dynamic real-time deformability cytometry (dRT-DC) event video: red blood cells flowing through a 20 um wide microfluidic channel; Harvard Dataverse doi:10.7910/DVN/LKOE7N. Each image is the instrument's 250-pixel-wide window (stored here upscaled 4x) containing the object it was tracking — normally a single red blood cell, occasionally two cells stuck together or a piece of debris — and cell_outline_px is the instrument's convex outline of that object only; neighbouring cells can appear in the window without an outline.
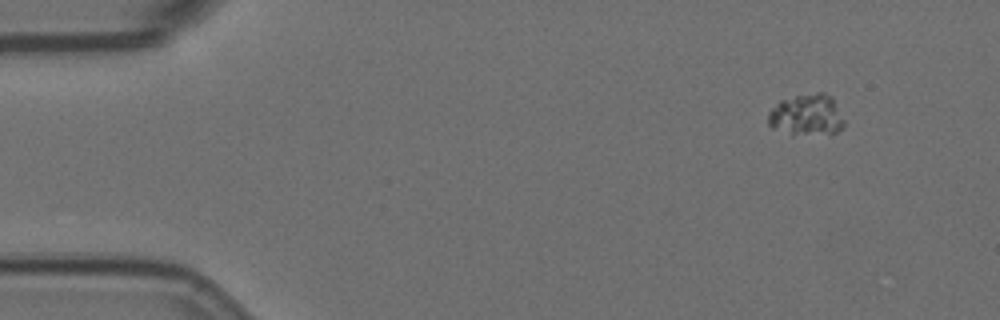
{"species": "Egyptian fruit bat (a non-hibernating species)", "species_latin": "Rousettus aegyptiacus", "temperature_condition": "room temperature", "stored_images_in_passage": 3, "camera_frame_rate_fps": 3000, "um_per_image_px": 0.085, "animal": {"sex": "female"}, "frame": {"image": 1, "passage_image": 1, "time_ms": 0.0, "image_size_px": [1000, 320], "cell_outline_px": [[844, 124], [836, 132], [792, 136], [772, 128], [768, 124], [768, 112], [780, 100], [796, 96], [816, 92], [824, 92], [832, 96], [844, 120]], "centroid_in_image_um": [68.53, 9.78], "position_along_channel_um": 16.5, "area_um2": 18.5}}
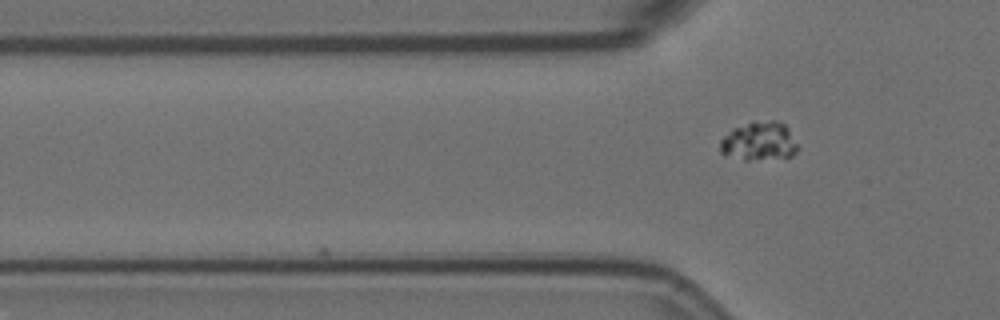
{"frame": {"image": 2, "passage_image": 3, "time_ms": 0.667, "image_size_px": [1000, 320], "cell_outline_px": [[800, 148], [792, 156], [748, 160], [744, 160], [720, 152], [720, 140], [732, 128], [752, 120], [776, 120], [784, 124], [788, 128]], "centroid_in_image_um": [64.54, 11.97], "position_along_channel_um": 61.3, "area_um2": 17.69}}